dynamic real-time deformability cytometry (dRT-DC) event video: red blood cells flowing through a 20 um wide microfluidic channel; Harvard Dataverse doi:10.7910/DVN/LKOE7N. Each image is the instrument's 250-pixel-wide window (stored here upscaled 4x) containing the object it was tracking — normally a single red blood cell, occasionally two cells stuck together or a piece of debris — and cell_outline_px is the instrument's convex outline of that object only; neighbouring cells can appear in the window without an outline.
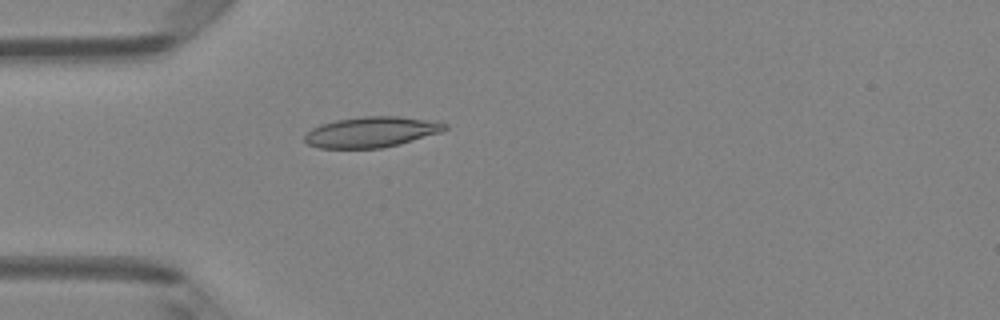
{"species": "Egyptian fruit bat (a non-hibernating species)", "species_latin": "Rousettus aegyptiacus", "temperature_condition": "room temperature", "stored_images_in_passage": 1, "camera_frame_rate_fps": 3000, "um_per_image_px": 0.085, "animal": {"sex": "female"}, "frame": {"image": 1, "passage_image": 1, "time_ms": 0.0, "image_size_px": [1000, 320], "cell_outline_px": [[448, 128], [440, 132], [400, 144], [380, 148], [320, 148], [308, 144], [304, 140], [304, 136], [312, 128], [320, 124], [336, 120], [360, 116], [400, 116], [448, 124]], "centroid_in_image_um": [31.53, 11.22], "position_along_channel_um": 53.5, "area_um2": 24.8}}